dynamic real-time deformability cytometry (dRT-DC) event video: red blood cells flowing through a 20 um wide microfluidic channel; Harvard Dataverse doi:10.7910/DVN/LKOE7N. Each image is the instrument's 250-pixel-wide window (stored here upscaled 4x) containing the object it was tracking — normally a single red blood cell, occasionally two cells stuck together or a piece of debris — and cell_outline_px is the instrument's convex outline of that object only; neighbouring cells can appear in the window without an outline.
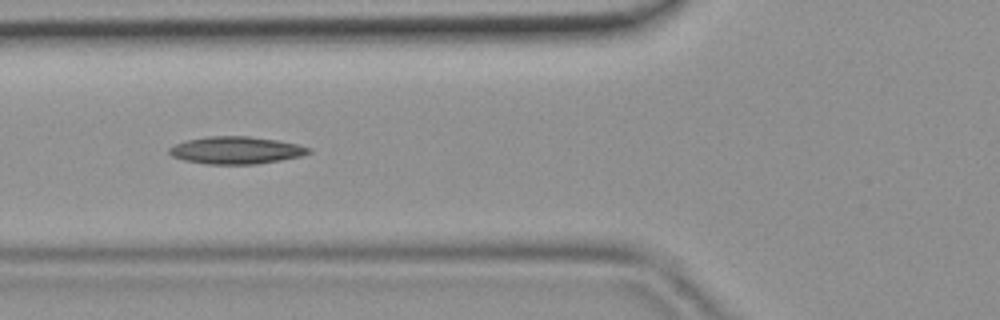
{"species": "common noctule bat (a hibernating species)", "species_latin": "Nyctalus noctula", "temperature_condition": "room temperature", "stored_images_in_passage": 5, "camera_frame_rate_fps": 3000, "um_per_image_px": 0.085, "animal": {"sex": "female", "body_mass_g": 19.9}, "frame": {"image": 1, "passage_image": 5, "time_ms": 1.333, "image_size_px": [1000, 320], "cell_outline_px": [[312, 152], [300, 156], [280, 160], [256, 164], [204, 164], [184, 160], [172, 156], [168, 152], [168, 148], [176, 144], [188, 140], [208, 136], [248, 136], [276, 140], [300, 144], [312, 148]], "centroid_in_image_um": [20.09, 12.77], "position_along_channel_um": 105.7, "area_um2": 22.25}}